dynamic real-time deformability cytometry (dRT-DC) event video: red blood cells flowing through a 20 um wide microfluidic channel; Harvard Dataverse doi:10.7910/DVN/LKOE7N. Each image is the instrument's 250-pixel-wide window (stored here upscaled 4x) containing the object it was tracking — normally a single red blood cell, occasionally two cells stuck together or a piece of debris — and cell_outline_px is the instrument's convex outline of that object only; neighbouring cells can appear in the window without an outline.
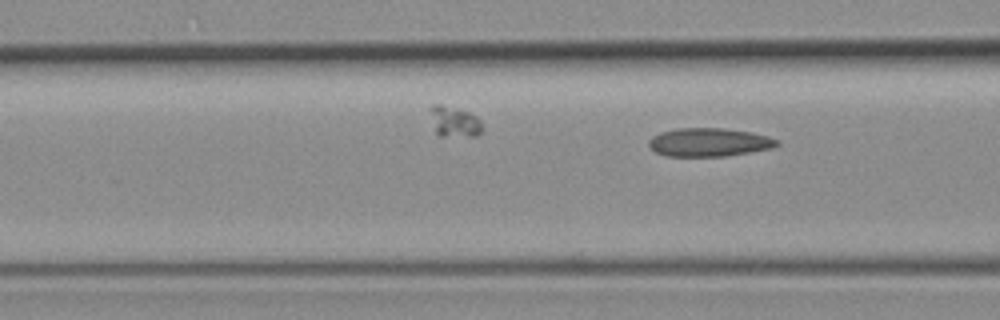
{"species": "common noctule bat (a hibernating species)", "species_latin": "Nyctalus noctula", "temperature_condition": "room temperature", "stored_images_in_passage": 6, "segment_of_instrument_passage": [2, 2], "camera_frame_rate_fps": 3000, "um_per_image_px": 0.085, "animal": {"sex": "female", "body_mass_g": 19.3, "forearm_length_mm": 54.1}, "frame": {"image": 1, "passage_image": 6, "time_ms": 5.667, "image_size_px": [1000, 320], "cell_outline_px": [[780, 144], [772, 148], [724, 156], [664, 156], [656, 152], [648, 144], [648, 140], [652, 136], [660, 132], [676, 128], [724, 128], [752, 132], [768, 136], [780, 140]], "centroid_in_image_um": [60.27, 12.08], "position_along_channel_um": 106.3, "area_um2": 21.33}}